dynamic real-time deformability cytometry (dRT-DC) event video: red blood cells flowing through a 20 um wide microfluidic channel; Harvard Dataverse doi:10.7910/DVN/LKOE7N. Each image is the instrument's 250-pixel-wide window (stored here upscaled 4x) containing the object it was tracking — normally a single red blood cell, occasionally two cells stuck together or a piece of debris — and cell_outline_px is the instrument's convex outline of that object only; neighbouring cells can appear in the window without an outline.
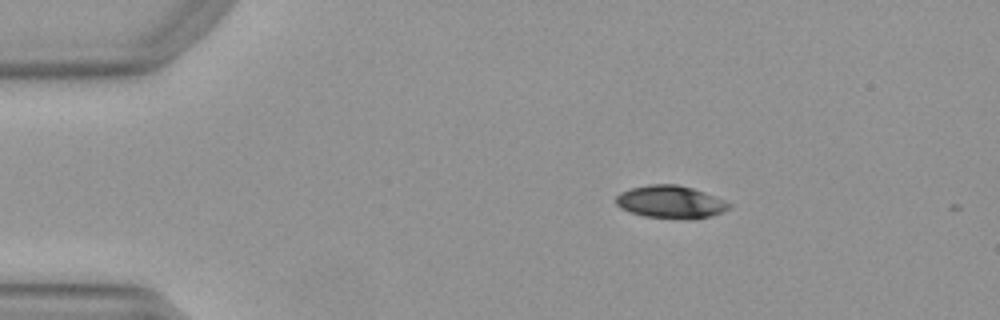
{"species": "Egyptian fruit bat (a non-hibernating species)", "species_latin": "Rousettus aegyptiacus", "temperature_condition": "warm", "stored_images_in_passage": 4, "camera_frame_rate_fps": 3000, "um_per_image_px": 0.085, "animal": {"sex": "female"}, "frame": {"image": 1, "passage_image": 1, "time_ms": 0.0, "image_size_px": [1000, 320], "cell_outline_px": [[732, 204], [728, 208], [712, 216], [696, 220], [688, 220], [644, 216], [628, 212], [620, 208], [616, 204], [616, 196], [620, 192], [632, 188], [648, 184], [676, 184], [692, 188], [716, 196]], "centroid_in_image_um": [56.99, 17.18], "position_along_channel_um": 28.0, "area_um2": 21.79}}